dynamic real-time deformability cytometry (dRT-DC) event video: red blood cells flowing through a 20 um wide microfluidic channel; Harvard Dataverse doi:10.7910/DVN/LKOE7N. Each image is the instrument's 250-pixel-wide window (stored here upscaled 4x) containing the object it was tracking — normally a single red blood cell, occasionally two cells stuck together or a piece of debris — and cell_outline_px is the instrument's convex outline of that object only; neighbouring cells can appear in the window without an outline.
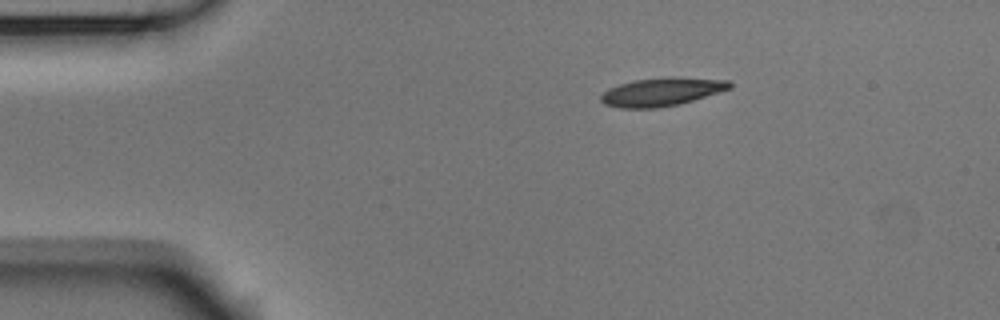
{"species": "Egyptian fruit bat (a non-hibernating species)", "species_latin": "Rousettus aegyptiacus", "temperature_condition": "room temperature", "stored_images_in_passage": 4, "camera_frame_rate_fps": 3000, "um_per_image_px": 0.085, "animal": {"sex": "male"}, "frame": {"image": 1, "passage_image": 1, "time_ms": 0.0, "image_size_px": [1000, 320], "cell_outline_px": [[732, 88], [720, 92], [680, 104], [656, 108], [620, 108], [604, 104], [600, 100], [600, 96], [608, 88], [620, 84], [636, 80], [668, 76], [676, 76], [728, 80], [732, 84]], "centroid_in_image_um": [56.26, 7.8], "position_along_channel_um": 28.7, "area_um2": 21.44}}
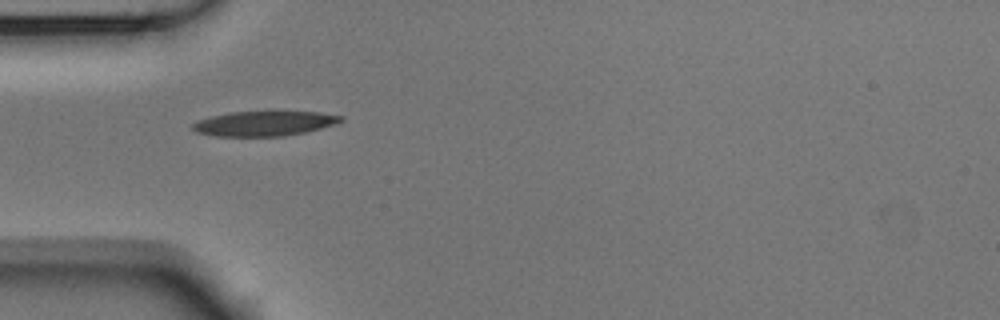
{"frame": {"image": 2, "passage_image": 3, "time_ms": 0.667, "image_size_px": [1000, 320], "cell_outline_px": [[344, 120], [336, 124], [304, 132], [284, 136], [216, 136], [196, 132], [192, 128], [192, 124], [200, 120], [212, 116], [228, 112], [320, 112], [344, 116]], "centroid_in_image_um": [22.49, 10.5], "position_along_channel_um": 62.5, "area_um2": 21.27}}
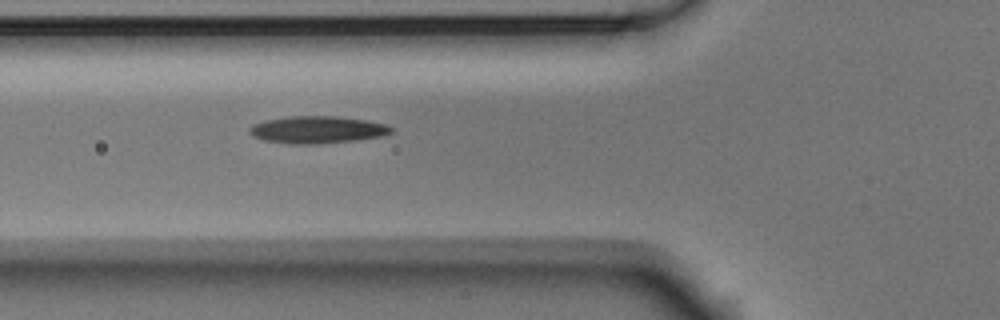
{"frame": {"image": 3, "passage_image": 4, "time_ms": 1.0, "image_size_px": [1000, 320], "cell_outline_px": [[392, 132], [380, 136], [352, 140], [316, 144], [292, 144], [264, 140], [252, 136], [248, 132], [248, 128], [252, 124], [264, 120], [288, 116], [336, 116], [368, 120], [388, 124], [392, 128]], "centroid_in_image_um": [26.92, 11.01], "position_along_channel_um": 98.9, "area_um2": 22.54}}